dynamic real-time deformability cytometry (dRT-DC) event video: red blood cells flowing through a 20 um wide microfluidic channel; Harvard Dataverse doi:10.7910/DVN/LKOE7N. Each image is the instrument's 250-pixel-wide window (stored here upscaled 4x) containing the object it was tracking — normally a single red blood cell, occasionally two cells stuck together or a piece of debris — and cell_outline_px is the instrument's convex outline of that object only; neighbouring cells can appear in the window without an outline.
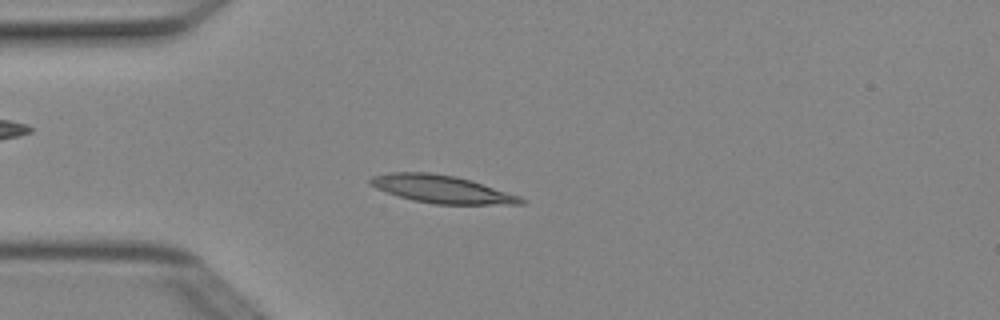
{"species": "Egyptian fruit bat (a non-hibernating species)", "species_latin": "Rousettus aegyptiacus", "temperature_condition": "cold", "stored_images_in_passage": 3, "camera_frame_rate_fps": 3000, "um_per_image_px": 0.085, "animal": {"sex": "female"}, "frame": {"image": 1, "passage_image": 3, "time_ms": 0.667, "image_size_px": [1000, 320], "cell_outline_px": [[528, 200], [524, 204], [432, 204], [412, 200], [376, 188], [368, 184], [368, 180], [372, 176], [392, 172], [428, 172], [456, 176], [472, 180], [520, 196]], "centroid_in_image_um": [37.57, 16.07], "position_along_channel_um": 47.4, "area_um2": 24.39}}